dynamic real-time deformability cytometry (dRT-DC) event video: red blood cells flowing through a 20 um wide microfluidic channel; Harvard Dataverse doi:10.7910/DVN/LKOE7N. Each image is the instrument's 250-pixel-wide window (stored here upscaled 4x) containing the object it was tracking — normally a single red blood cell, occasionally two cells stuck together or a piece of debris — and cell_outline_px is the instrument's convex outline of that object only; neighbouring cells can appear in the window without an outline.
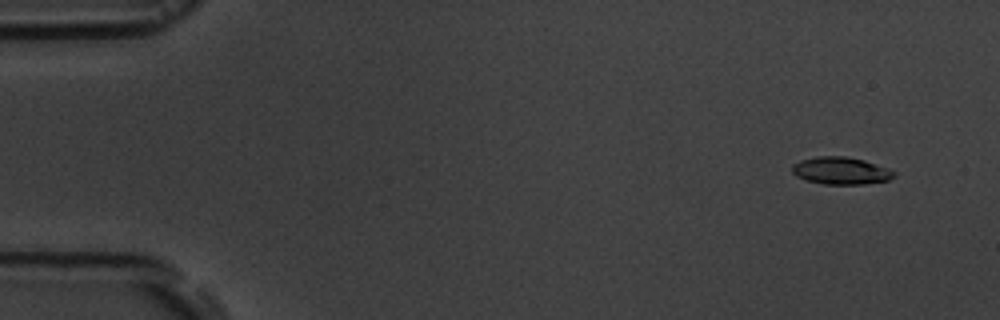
{"species": "common noctule bat (a hibernating species)", "species_latin": "Nyctalus noctula", "temperature_condition": "room temperature", "stored_images_in_passage": 16, "camera_frame_rate_fps": 3000, "um_per_image_px": 0.085, "animal": {"sex": "male", "body_mass_g": 19.5, "forearm_length_mm": 54.6}, "frame": {"image": 1, "passage_image": 1, "time_ms": 0.0, "image_size_px": [1000, 320], "cell_outline_px": [[896, 176], [888, 180], [864, 184], [824, 184], [804, 180], [796, 176], [792, 172], [792, 164], [800, 160], [816, 156], [844, 156], [864, 160], [896, 172]], "centroid_in_image_um": [71.43, 14.51], "position_along_channel_um": 13.6, "area_um2": 16.24}}
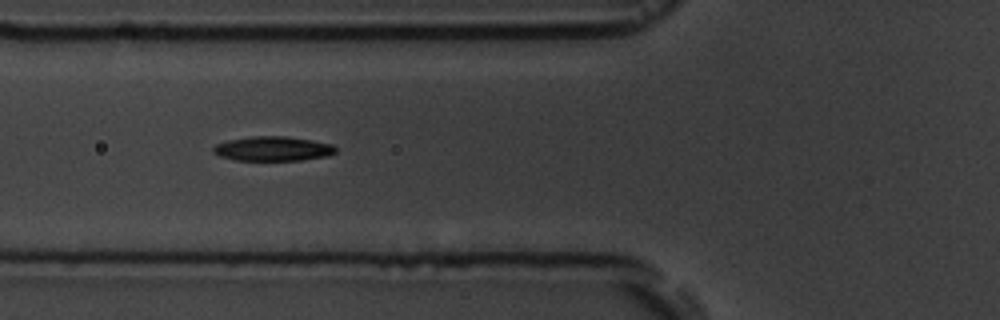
{"frame": {"image": 2, "passage_image": 6, "time_ms": 5.667, "image_size_px": [1000, 320], "cell_outline_px": [[336, 152], [328, 156], [300, 160], [236, 160], [220, 156], [212, 152], [212, 148], [216, 144], [228, 140], [252, 136], [288, 136], [312, 140], [332, 144], [336, 148]], "centroid_in_image_um": [23.2, 12.63], "position_along_channel_um": 102.6, "area_um2": 17.51}}
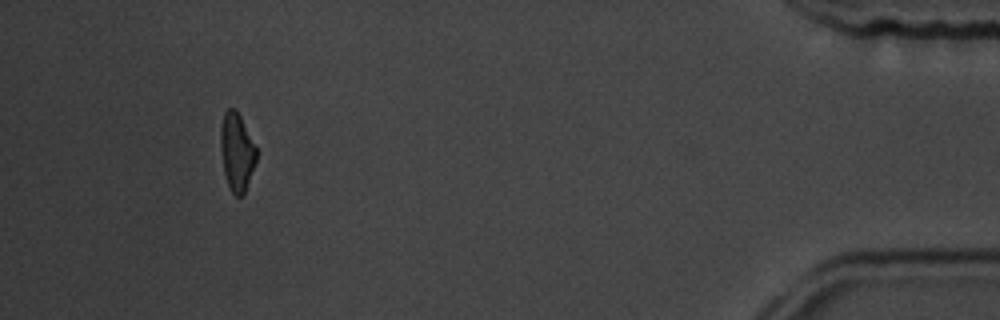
{"frame": {"image": 3, "passage_image": 15, "time_ms": 16.0, "image_size_px": [1000, 320], "cell_outline_px": [[256, 160], [244, 192], [240, 196], [236, 196], [232, 192], [228, 184], [224, 172], [220, 148], [220, 128], [224, 112], [228, 108], [236, 108], [256, 148]], "centroid_in_image_um": [20.1, 12.87], "position_along_channel_um": 415.1, "area_um2": 15.95}, "authors_computed_cell_mechanics": {"area_um2": 16.9932, "velocity_mm_per_s": 3.6781, "shape_relaxation_time_tau1_ms": 2.8155, "shape_relaxation_time_tau2_ms": 4.7689, "deformation_change_tau1": 0.127, "deformation_change_tau2": 0.0966}}